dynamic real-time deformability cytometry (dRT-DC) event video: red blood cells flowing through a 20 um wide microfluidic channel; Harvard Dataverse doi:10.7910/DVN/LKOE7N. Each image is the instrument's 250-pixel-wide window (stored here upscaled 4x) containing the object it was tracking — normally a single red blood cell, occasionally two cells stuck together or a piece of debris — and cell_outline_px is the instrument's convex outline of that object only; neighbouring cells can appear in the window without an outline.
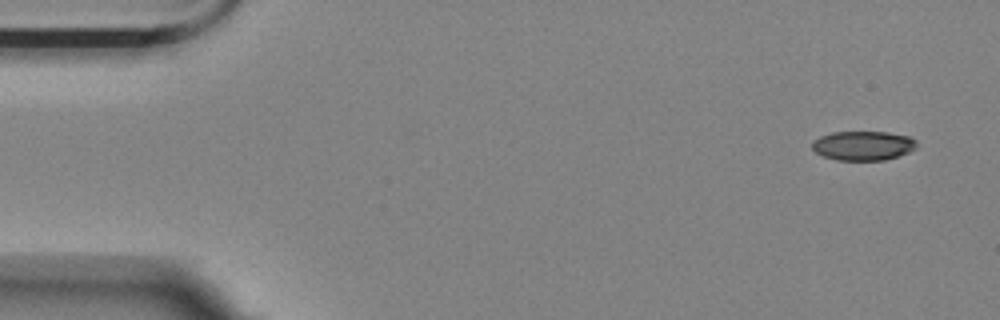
{"species": "Egyptian fruit bat (a non-hibernating species)", "species_latin": "Rousettus aegyptiacus", "temperature_condition": "room temperature", "stored_images_in_passage": 5, "segment_of_instrument_passage": [2, 2], "camera_frame_rate_fps": 3000, "um_per_image_px": 0.085, "animal": {"sex": "female"}, "frame": {"image": 1, "passage_image": 5, "time_ms": 1.333, "image_size_px": [1000, 320], "cell_outline_px": [[916, 148], [908, 152], [884, 160], [836, 160], [824, 156], [816, 152], [812, 148], [812, 144], [820, 136], [832, 132], [888, 132], [908, 136], [916, 140]], "centroid_in_image_um": [73.37, 12.37], "position_along_channel_um": 11.6, "area_um2": 17.69}}